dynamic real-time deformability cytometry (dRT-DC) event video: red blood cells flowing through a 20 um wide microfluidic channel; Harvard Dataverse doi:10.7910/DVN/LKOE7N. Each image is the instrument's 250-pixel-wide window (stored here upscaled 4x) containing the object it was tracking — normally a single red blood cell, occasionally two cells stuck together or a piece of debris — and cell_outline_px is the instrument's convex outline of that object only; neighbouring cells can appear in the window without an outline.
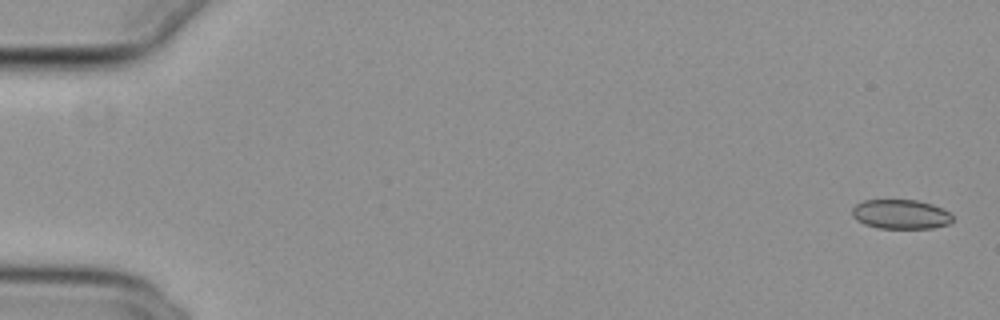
{"species": "common noctule bat (a hibernating species)", "species_latin": "Nyctalus noctula", "temperature_condition": "cold", "stored_images_in_passage": 13, "camera_frame_rate_fps": 3000, "um_per_image_px": 0.085, "animal": {"sex": "female", "body_mass_g": 29.2, "forearm_length_mm": 56.3}, "frame": {"image": 1, "passage_image": 1, "time_ms": 0.0, "image_size_px": [1000, 320], "cell_outline_px": [[952, 220], [948, 224], [932, 228], [880, 228], [864, 224], [856, 220], [852, 216], [852, 208], [856, 204], [864, 200], [916, 200], [932, 204], [948, 212], [952, 216]], "centroid_in_image_um": [76.52, 18.21], "position_along_channel_um": 8.5, "area_um2": 17.11}}